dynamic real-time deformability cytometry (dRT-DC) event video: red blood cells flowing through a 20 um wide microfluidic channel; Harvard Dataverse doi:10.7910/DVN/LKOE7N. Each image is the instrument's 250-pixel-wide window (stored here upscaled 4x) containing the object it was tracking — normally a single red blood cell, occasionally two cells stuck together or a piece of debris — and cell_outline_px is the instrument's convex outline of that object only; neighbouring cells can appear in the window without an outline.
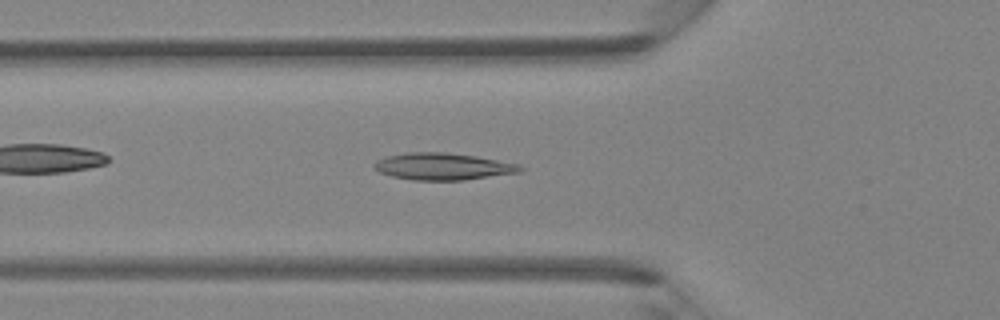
{"species": "Egyptian fruit bat (a non-hibernating species)", "species_latin": "Rousettus aegyptiacus", "temperature_condition": "room temperature", "stored_images_in_passage": 42, "camera_frame_rate_fps": 3000, "um_per_image_px": 0.085, "animal": {"sex": "female"}, "frame": {"image": 1, "passage_image": 12, "time_ms": 3.667, "image_size_px": [1000, 320], "cell_outline_px": [[524, 168], [520, 172], [464, 180], [412, 180], [392, 176], [380, 172], [372, 164], [376, 160], [388, 156], [404, 152], [444, 152], [476, 156], [520, 164]], "centroid_in_image_um": [37.65, 14.14], "position_along_channel_um": 88.2, "area_um2": 22.89}}
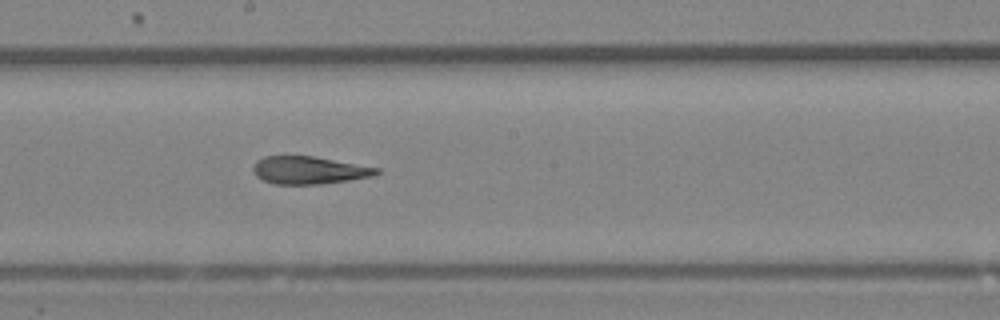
{"frame": {"image": 2, "passage_image": 21, "time_ms": 6.667, "image_size_px": [1000, 320], "cell_outline_px": [[380, 172], [376, 176], [348, 180], [316, 184], [272, 184], [256, 176], [252, 172], [252, 168], [256, 160], [264, 156], [312, 156], [380, 168]], "centroid_in_image_um": [26.25, 14.47], "position_along_channel_um": 222.0, "area_um2": 19.88}}
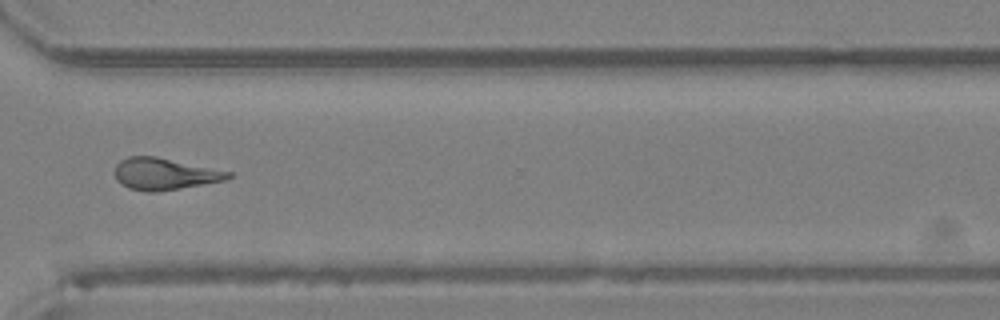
{"frame": {"image": 3, "passage_image": 30, "time_ms": 9.667, "image_size_px": [1000, 320], "cell_outline_px": [[232, 176], [228, 180], [156, 192], [148, 192], [128, 188], [120, 184], [116, 180], [116, 164], [120, 160], [128, 156], [156, 156], [232, 172]], "centroid_in_image_um": [13.99, 14.78], "position_along_channel_um": 356.6, "area_um2": 21.04}}